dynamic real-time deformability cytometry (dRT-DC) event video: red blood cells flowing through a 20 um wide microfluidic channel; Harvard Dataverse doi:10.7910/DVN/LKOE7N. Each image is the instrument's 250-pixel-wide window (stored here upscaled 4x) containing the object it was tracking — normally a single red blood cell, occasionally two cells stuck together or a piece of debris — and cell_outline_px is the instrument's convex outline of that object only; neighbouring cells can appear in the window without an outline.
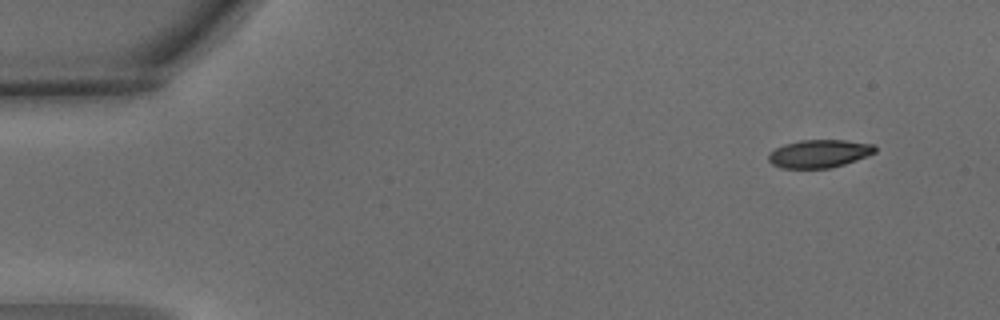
{"species": "common noctule bat (a hibernating species)", "species_latin": "Nyctalus noctula", "temperature_condition": "warm", "stored_images_in_passage": 2, "camera_frame_rate_fps": 3000, "um_per_image_px": 0.085, "animal": {"sex": "male", "body_mass_g": 15.6}, "frame": {"image": 1, "passage_image": 2, "time_ms": 0.333, "image_size_px": [1000, 320], "cell_outline_px": [[876, 152], [856, 160], [844, 164], [828, 168], [780, 168], [772, 164], [768, 160], [768, 152], [784, 144], [800, 140], [844, 140], [876, 144]], "centroid_in_image_um": [69.62, 13.05], "position_along_channel_um": 15.4, "area_um2": 17.46}}